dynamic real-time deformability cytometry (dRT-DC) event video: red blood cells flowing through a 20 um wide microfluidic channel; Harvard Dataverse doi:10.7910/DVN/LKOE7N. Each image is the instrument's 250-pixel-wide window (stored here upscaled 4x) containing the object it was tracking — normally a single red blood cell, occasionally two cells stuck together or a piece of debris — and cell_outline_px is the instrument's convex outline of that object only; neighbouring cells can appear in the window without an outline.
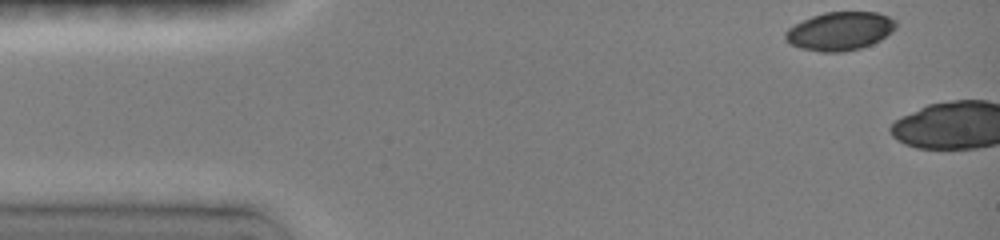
{"species": "common noctule bat (a hibernating species)", "species_latin": "Nyctalus noctula", "temperature_condition": "room temperature", "stored_images_in_passage": 3, "camera_frame_rate_fps": 3000, "um_per_image_px": 0.085, "animal": {"sex": "female", "body_mass_g": 19.0, "forearm_length_mm": 51.5}, "frame": {"image": 1, "passage_image": 1, "time_ms": 0.0, "image_size_px": [1000, 240], "cell_outline_px": [[896, 28], [892, 32], [880, 40], [872, 44], [860, 48], [844, 52], [820, 52], [800, 48], [792, 44], [784, 36], [784, 32], [788, 28], [812, 16], [824, 12], [876, 12], [888, 16], [896, 20]], "centroid_in_image_um": [71.41, 2.65], "position_along_channel_um": 13.6, "area_um2": 24.74}}